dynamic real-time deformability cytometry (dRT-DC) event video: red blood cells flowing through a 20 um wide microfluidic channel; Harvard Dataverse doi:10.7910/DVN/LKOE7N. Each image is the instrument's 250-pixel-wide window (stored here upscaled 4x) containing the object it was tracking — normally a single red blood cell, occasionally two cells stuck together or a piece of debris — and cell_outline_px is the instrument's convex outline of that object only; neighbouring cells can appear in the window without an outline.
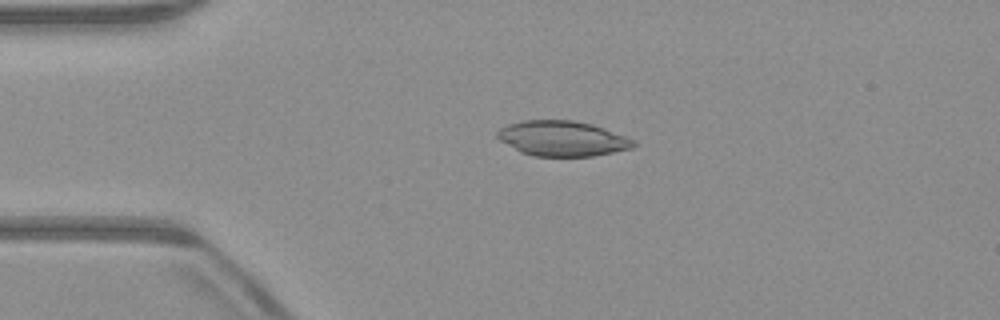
{"species": "common noctule bat (a hibernating species)", "species_latin": "Nyctalus noctula", "temperature_condition": "warm", "stored_images_in_passage": 52, "camera_frame_rate_fps": 3000, "um_per_image_px": 0.085, "animal": {"sex": "male", "body_mass_g": 23.1, "forearm_length_mm": 52.7}, "frame": {"image": 1, "passage_image": 12, "time_ms": 3.667, "image_size_px": [1000, 320], "cell_outline_px": [[636, 144], [632, 148], [592, 156], [532, 156], [520, 152], [500, 140], [496, 136], [496, 132], [500, 128], [508, 124], [524, 120], [572, 120], [592, 124], [604, 128], [636, 140]], "centroid_in_image_um": [47.79, 11.77], "position_along_channel_um": 37.2, "area_um2": 27.92}}
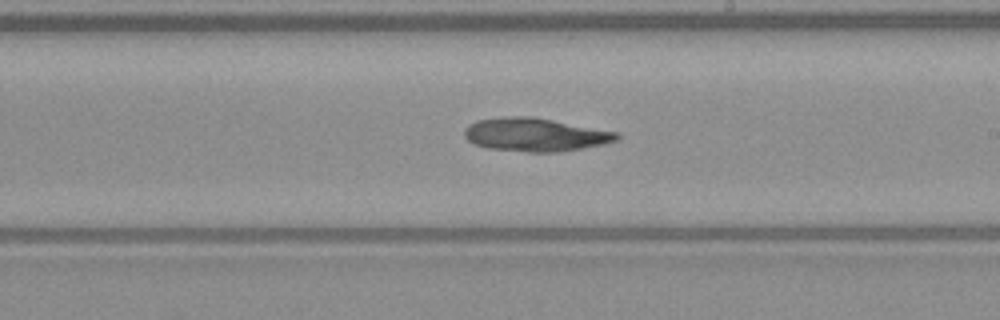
{"frame": {"image": 2, "passage_image": 30, "time_ms": 9.667, "image_size_px": [1000, 320], "cell_outline_px": [[620, 140], [604, 144], [560, 152], [528, 152], [488, 148], [476, 144], [468, 140], [464, 136], [464, 132], [468, 124], [476, 120], [504, 116], [532, 116], [620, 132]], "centroid_in_image_um": [45.53, 11.44], "position_along_channel_um": 243.5, "area_um2": 29.88}}
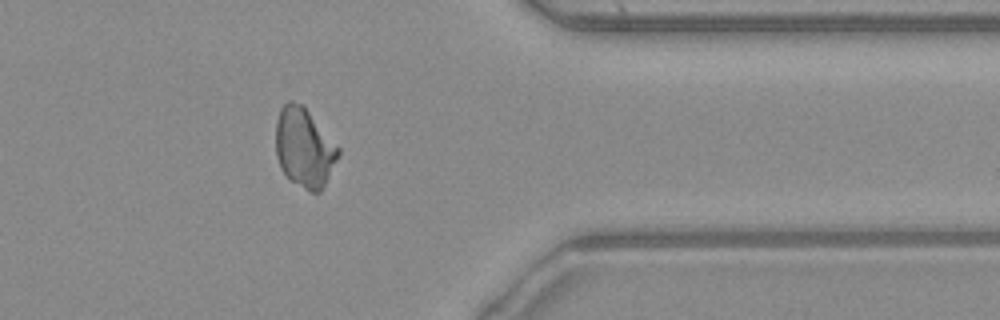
{"frame": {"image": 3, "passage_image": 42, "time_ms": 13.667, "image_size_px": [1000, 320], "cell_outline_px": [[340, 152], [320, 192], [312, 192], [304, 188], [292, 180], [280, 168], [276, 156], [276, 120], [280, 108], [288, 100], [292, 100], [304, 104], [340, 148]], "centroid_in_image_um": [25.85, 12.48], "position_along_channel_um": 385.6, "area_um2": 28.84}}